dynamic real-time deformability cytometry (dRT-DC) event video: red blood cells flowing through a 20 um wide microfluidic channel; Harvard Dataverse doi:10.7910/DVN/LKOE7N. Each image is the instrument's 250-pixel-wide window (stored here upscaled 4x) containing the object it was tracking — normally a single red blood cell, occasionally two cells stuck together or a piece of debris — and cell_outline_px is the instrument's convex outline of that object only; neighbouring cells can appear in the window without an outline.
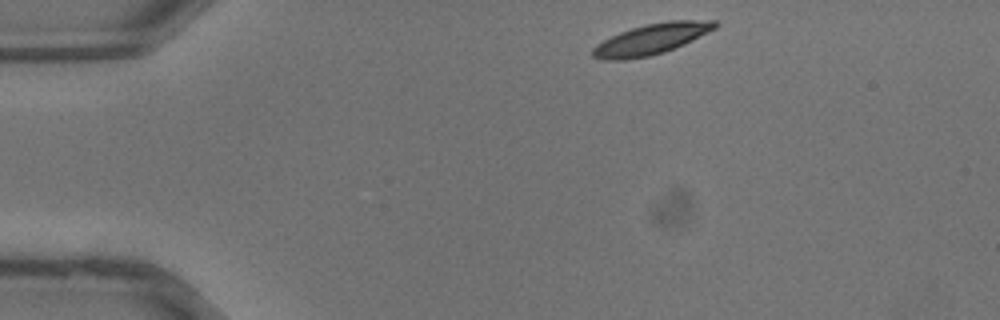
{"species": "common noctule bat (a hibernating species)", "species_latin": "Nyctalus noctula", "temperature_condition": "warm", "stored_images_in_passage": 31, "camera_frame_rate_fps": 3000, "um_per_image_px": 0.085, "animal": {"sex": "male", "body_mass_g": 13.3}, "frame": {"image": 1, "passage_image": 1, "time_ms": 0.0, "image_size_px": [1000, 320], "cell_outline_px": [[720, 24], [716, 28], [684, 44], [664, 52], [648, 56], [624, 60], [604, 60], [592, 56], [592, 48], [596, 44], [620, 32], [632, 28], [648, 24], [668, 20], [716, 20]], "centroid_in_image_um": [55.38, 3.32], "position_along_channel_um": 29.6, "area_um2": 21.73}}
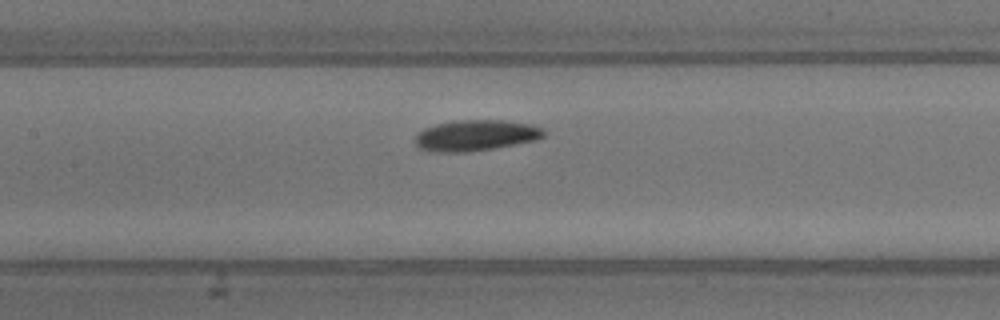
{"frame": {"image": 2, "passage_image": 12, "time_ms": 3.667, "image_size_px": [1000, 320], "cell_outline_px": [[544, 136], [536, 140], [496, 148], [468, 152], [432, 152], [420, 148], [412, 140], [424, 128], [436, 124], [460, 120], [504, 120], [532, 124], [544, 128]], "centroid_in_image_um": [40.45, 11.51], "position_along_channel_um": 167.0, "area_um2": 23.35}}
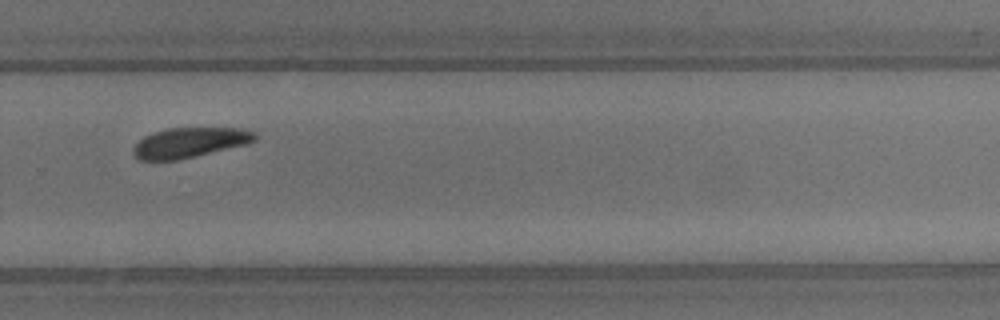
{"frame": {"image": 3, "passage_image": 20, "time_ms": 6.333, "image_size_px": [1000, 320], "cell_outline_px": [[256, 140], [244, 144], [176, 160], [136, 160], [132, 152], [132, 148], [144, 136], [152, 132], [168, 128], [240, 128], [256, 132]], "centroid_in_image_um": [16.06, 12.11], "position_along_channel_um": 313.7, "area_um2": 21.04}}